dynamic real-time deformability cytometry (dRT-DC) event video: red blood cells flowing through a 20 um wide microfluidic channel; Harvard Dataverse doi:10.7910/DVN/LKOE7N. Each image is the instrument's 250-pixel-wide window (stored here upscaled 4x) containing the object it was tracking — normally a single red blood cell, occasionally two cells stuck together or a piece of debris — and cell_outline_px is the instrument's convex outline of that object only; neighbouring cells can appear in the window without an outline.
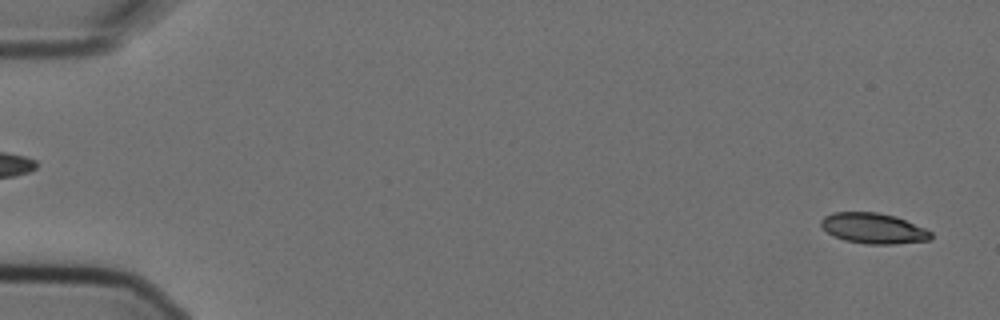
{"species": "Egyptian fruit bat (a non-hibernating species)", "species_latin": "Rousettus aegyptiacus", "temperature_condition": "cold", "stored_images_in_passage": 6, "segment_of_instrument_passage": [2, 2], "camera_frame_rate_fps": 3000, "um_per_image_px": 0.085, "animal": {"sex": "female"}, "frame": {"image": 1, "passage_image": 6, "time_ms": 1.667, "image_size_px": [1000, 320], "cell_outline_px": [[932, 240], [896, 244], [868, 244], [844, 240], [832, 236], [820, 224], [820, 220], [824, 216], [832, 212], [876, 212], [896, 216], [924, 228], [932, 232]], "centroid_in_image_um": [74.24, 19.41], "position_along_channel_um": 10.8, "area_um2": 19.65}}